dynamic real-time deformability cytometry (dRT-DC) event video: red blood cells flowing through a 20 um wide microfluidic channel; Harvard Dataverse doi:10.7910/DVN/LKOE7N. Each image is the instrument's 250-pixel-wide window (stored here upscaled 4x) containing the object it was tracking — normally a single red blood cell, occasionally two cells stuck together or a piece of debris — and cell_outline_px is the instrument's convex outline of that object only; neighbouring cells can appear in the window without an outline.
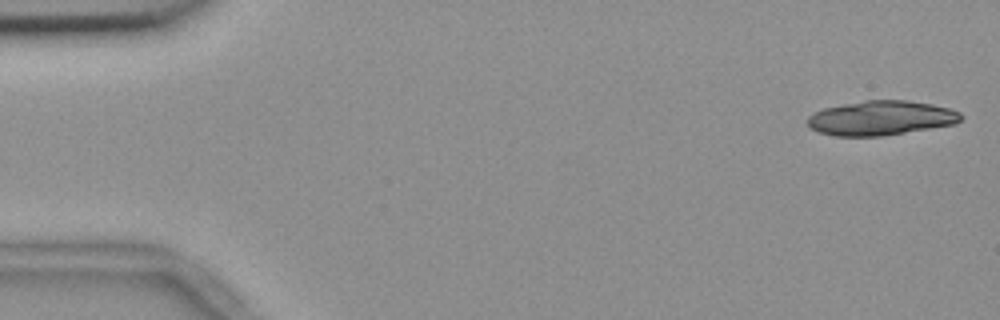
{"species": "common noctule bat (a hibernating species)", "species_latin": "Nyctalus noctula", "temperature_condition": "room temperature", "stored_images_in_passage": 4, "camera_frame_rate_fps": 3000, "um_per_image_px": 0.085, "animal": {"sex": "female", "body_mass_g": 18.4}, "frame": {"image": 1, "passage_image": 1, "time_ms": 0.0, "image_size_px": [1000, 320], "cell_outline_px": [[964, 116], [956, 124], [884, 136], [836, 136], [816, 132], [808, 128], [808, 116], [812, 112], [824, 108], [864, 100], [908, 100], [932, 104], [948, 108], [960, 112]], "centroid_in_image_um": [74.86, 10.04], "position_along_channel_um": 10.1, "area_um2": 31.15}}